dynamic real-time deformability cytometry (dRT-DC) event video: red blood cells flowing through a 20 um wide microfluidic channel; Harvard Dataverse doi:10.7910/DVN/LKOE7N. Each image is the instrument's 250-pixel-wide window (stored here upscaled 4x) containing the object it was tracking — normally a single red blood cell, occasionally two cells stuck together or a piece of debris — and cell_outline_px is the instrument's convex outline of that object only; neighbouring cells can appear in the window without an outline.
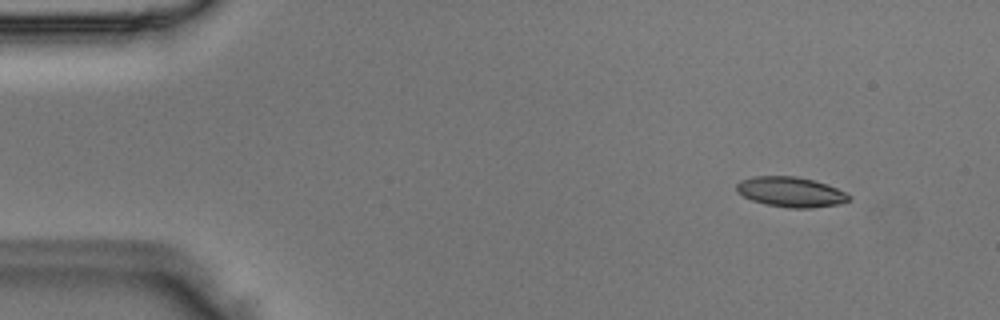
{"species": "Egyptian fruit bat (a non-hibernating species)", "species_latin": "Rousettus aegyptiacus", "temperature_condition": "room temperature", "stored_images_in_passage": 6, "camera_frame_rate_fps": 3000, "um_per_image_px": 0.085, "animal": {"sex": "male"}, "frame": {"image": 1, "passage_image": 2, "time_ms": 0.333, "image_size_px": [1000, 320], "cell_outline_px": [[852, 200], [840, 204], [812, 208], [788, 208], [764, 204], [752, 200], [736, 192], [736, 184], [740, 180], [752, 176], [796, 176], [828, 184], [848, 192], [852, 196]], "centroid_in_image_um": [67.26, 16.32], "position_along_channel_um": 17.7, "area_um2": 20.11}}
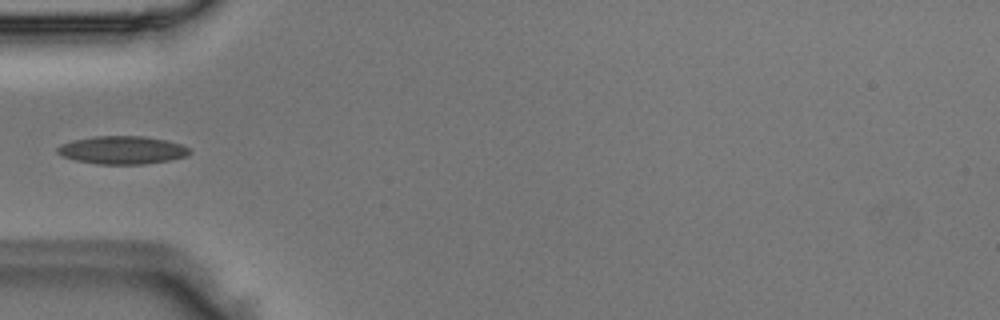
{"frame": {"image": 2, "passage_image": 5, "time_ms": 1.333, "image_size_px": [1000, 320], "cell_outline_px": [[192, 152], [188, 156], [168, 160], [144, 164], [96, 164], [76, 160], [60, 156], [56, 152], [56, 148], [60, 144], [72, 140], [92, 136], [144, 136], [164, 140], [180, 144], [188, 148]], "centroid_in_image_um": [10.34, 12.75], "position_along_channel_um": 74.7, "area_um2": 21.68}}
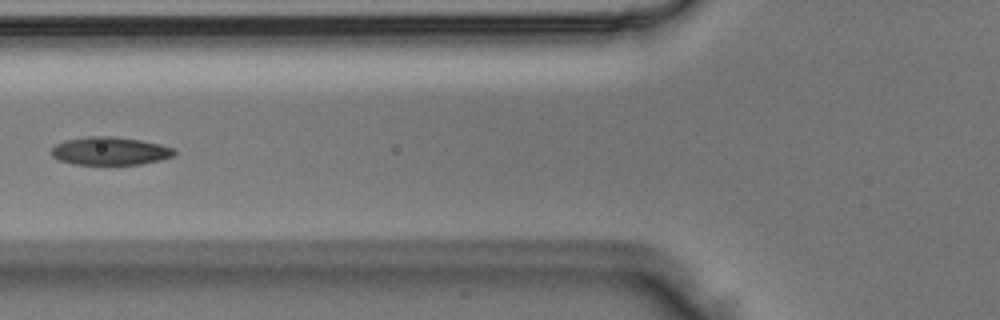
{"frame": {"image": 3, "passage_image": 6, "time_ms": 1.667, "image_size_px": [1000, 320], "cell_outline_px": [[176, 152], [172, 156], [160, 160], [140, 164], [72, 164], [60, 160], [52, 156], [52, 148], [56, 144], [64, 140], [88, 136], [112, 136], [140, 140], [160, 144], [176, 148]], "centroid_in_image_um": [9.36, 12.83], "position_along_channel_um": 116.4, "area_um2": 20.06}}